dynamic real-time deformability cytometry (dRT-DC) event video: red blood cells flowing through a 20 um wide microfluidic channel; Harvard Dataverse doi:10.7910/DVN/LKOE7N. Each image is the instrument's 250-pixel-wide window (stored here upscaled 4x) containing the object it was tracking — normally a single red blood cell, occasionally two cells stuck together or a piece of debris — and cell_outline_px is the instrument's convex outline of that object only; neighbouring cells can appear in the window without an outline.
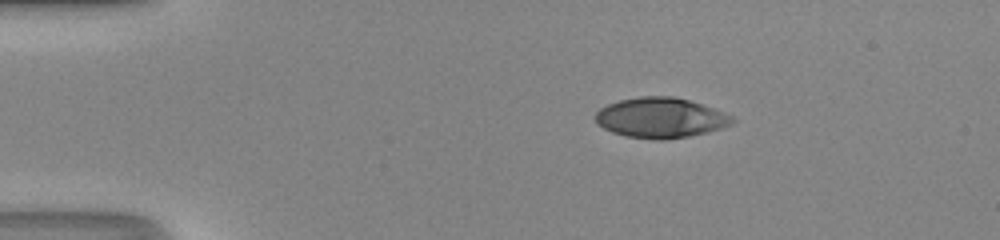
{"species": "human", "species_latin": "Homo sapiens", "temperature_condition": "room temperature", "stored_images_in_passage": 42, "camera_frame_rate_fps": 3000, "um_per_image_px": 0.085, "donor": {"sex": "male"}, "frame": {"image": 1, "passage_image": 1, "time_ms": 0.0, "image_size_px": [1000, 240], "cell_outline_px": [[736, 120], [732, 124], [708, 132], [688, 136], [664, 140], [656, 140], [624, 136], [612, 132], [596, 124], [596, 112], [600, 108], [608, 104], [620, 100], [640, 96], [672, 96], [688, 100], [724, 112], [732, 116]], "centroid_in_image_um": [56.13, 10.02], "position_along_channel_um": 28.9, "area_um2": 32.02}}
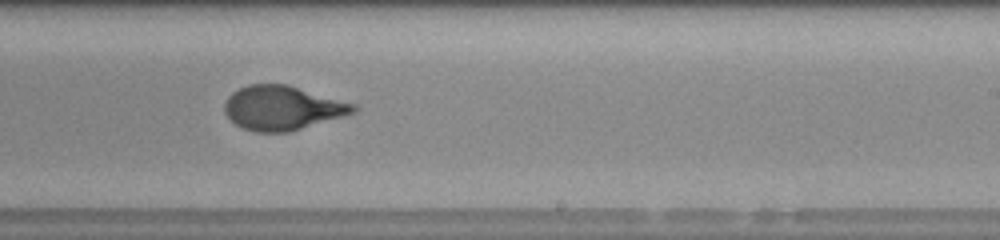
{"frame": {"image": 2, "passage_image": 23, "time_ms": 7.333, "image_size_px": [1000, 240], "cell_outline_px": [[360, 108], [356, 112], [288, 132], [256, 132], [244, 128], [236, 124], [224, 112], [224, 104], [228, 96], [232, 92], [248, 84], [288, 84], [356, 104]], "centroid_in_image_um": [24.01, 9.16], "position_along_channel_um": 265.0, "area_um2": 33.12}}
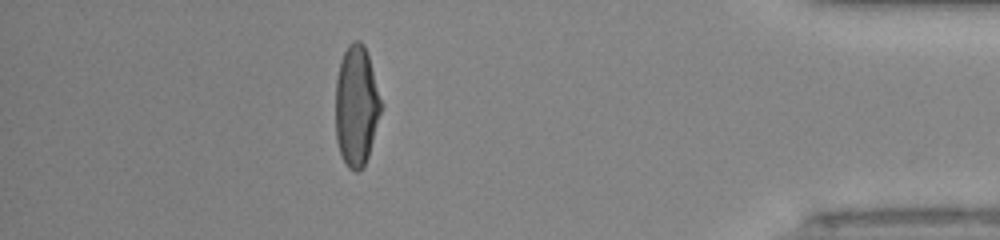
{"frame": {"image": 3, "passage_image": 36, "time_ms": 11.667, "image_size_px": [1000, 240], "cell_outline_px": [[380, 112], [368, 156], [364, 164], [356, 172], [348, 168], [340, 152], [336, 140], [336, 80], [340, 60], [348, 44], [352, 40], [360, 40], [364, 44], [368, 56], [380, 100]], "centroid_in_image_um": [30.25, 8.97], "position_along_channel_um": 404.9, "area_um2": 31.27}, "authors_computed_cell_mechanics": {"area_um2": 33.2639, "velocity_mm_per_s": 4.231, "shape_relaxation_time_tau1_ms": 7.1721, "shape_relaxation_time_tau2_ms": null, "deformation_change_tau1": 0.3, "deformation_change_tau2": null}}